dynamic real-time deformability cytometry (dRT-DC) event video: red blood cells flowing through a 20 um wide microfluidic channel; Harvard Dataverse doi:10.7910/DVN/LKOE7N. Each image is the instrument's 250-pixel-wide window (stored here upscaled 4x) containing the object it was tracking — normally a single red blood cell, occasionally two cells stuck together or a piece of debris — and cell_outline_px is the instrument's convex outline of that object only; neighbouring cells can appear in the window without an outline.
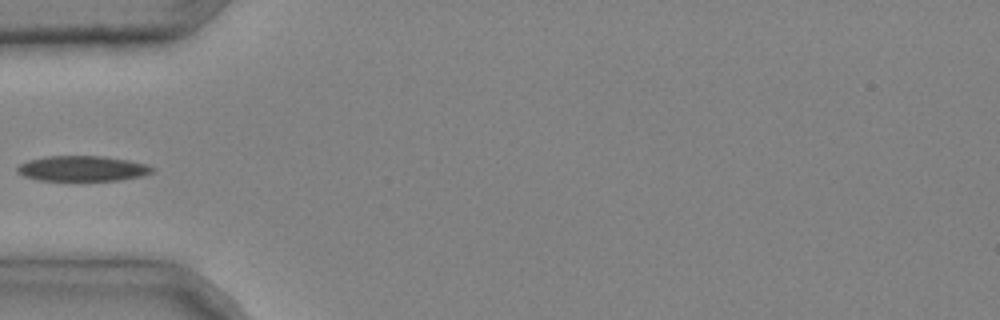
{"species": "common noctule bat (a hibernating species)", "species_latin": "Nyctalus noctula", "temperature_condition": "cold", "stored_images_in_passage": 4, "camera_frame_rate_fps": 3000, "um_per_image_px": 0.085, "animal": {"sex": "male", "body_mass_g": 20.4}, "frame": {"image": 1, "passage_image": 4, "time_ms": 1.0, "image_size_px": [1000, 320], "cell_outline_px": [[156, 168], [152, 172], [144, 176], [120, 180], [40, 180], [24, 176], [16, 172], [16, 168], [20, 164], [28, 160], [44, 156], [104, 156], [128, 160], [144, 164]], "centroid_in_image_um": [7.0, 14.32], "position_along_channel_um": 78.0, "area_um2": 19.94}}